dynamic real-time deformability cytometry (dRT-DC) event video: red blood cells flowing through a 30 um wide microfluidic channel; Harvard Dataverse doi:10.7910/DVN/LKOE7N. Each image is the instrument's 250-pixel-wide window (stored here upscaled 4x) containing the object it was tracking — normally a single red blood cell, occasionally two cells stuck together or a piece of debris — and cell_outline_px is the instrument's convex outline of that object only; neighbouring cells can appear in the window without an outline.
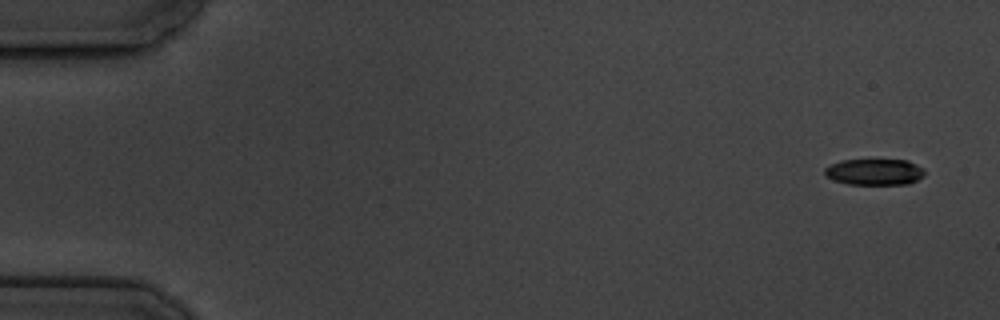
{"species": "common noctule bat (a hibernating species)", "species_latin": "Nyctalus noctula", "temperature_condition": "cold", "stored_images_in_passage": 6, "camera_frame_rate_fps": 3000, "um_per_image_px": 0.085, "animal": {"sex": "male", "body_mass_g": 19.5, "forearm_length_mm": 54.6}, "frame": {"image": 1, "passage_image": 1, "time_ms": 0.0, "image_size_px": [1000, 320], "cell_outline_px": [[924, 176], [908, 184], [848, 184], [832, 180], [824, 172], [824, 168], [840, 160], [908, 160], [924, 168]], "centroid_in_image_um": [74.34, 14.61], "position_along_channel_um": 10.7, "area_um2": 15.26}}
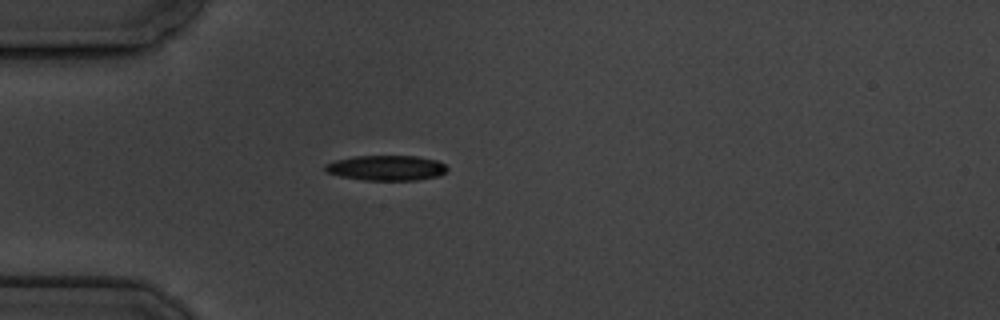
{"frame": {"image": 2, "passage_image": 5, "time_ms": 4.667, "image_size_px": [1000, 320], "cell_outline_px": [[448, 168], [440, 176], [416, 180], [364, 180], [340, 176], [328, 172], [324, 168], [324, 164], [336, 160], [356, 156], [416, 156], [436, 160], [444, 164]], "centroid_in_image_um": [32.85, 14.27], "position_along_channel_um": 52.2, "area_um2": 17.8}}